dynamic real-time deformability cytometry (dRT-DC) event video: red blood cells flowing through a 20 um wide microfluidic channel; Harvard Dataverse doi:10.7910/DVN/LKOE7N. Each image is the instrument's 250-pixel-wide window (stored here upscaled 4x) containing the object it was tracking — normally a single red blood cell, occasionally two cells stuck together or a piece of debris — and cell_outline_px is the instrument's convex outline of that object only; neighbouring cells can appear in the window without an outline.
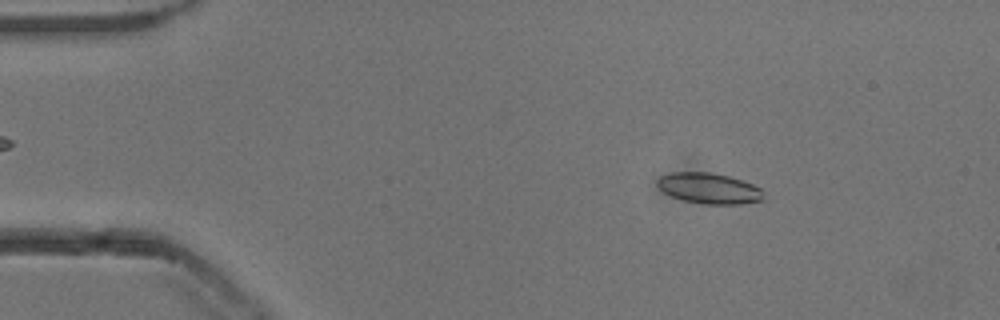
{"species": "common noctule bat (a hibernating species)", "species_latin": "Nyctalus noctula", "temperature_condition": "cold", "stored_images_in_passage": 53, "camera_frame_rate_fps": 3000, "um_per_image_px": 0.085, "animal": {"sex": "male", "body_mass_g": 13.3}, "frame": {"image": 1, "passage_image": 8, "time_ms": 2.333, "image_size_px": [1000, 320], "cell_outline_px": [[764, 200], [740, 204], [704, 204], [684, 200], [672, 196], [664, 192], [656, 184], [656, 180], [660, 176], [672, 172], [708, 172], [728, 176], [752, 184], [760, 188]], "centroid_in_image_um": [60.24, 16.01], "position_along_channel_um": 24.8, "area_um2": 18.84}}
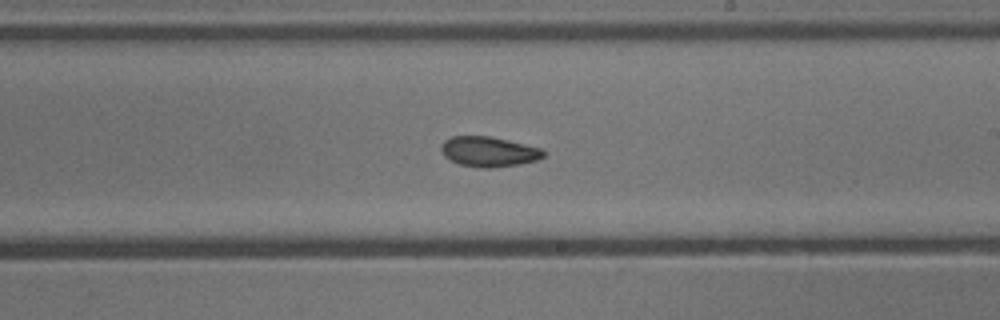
{"frame": {"image": 2, "passage_image": 31, "time_ms": 10.0, "image_size_px": [1000, 320], "cell_outline_px": [[544, 156], [536, 160], [520, 164], [492, 168], [480, 168], [460, 164], [444, 156], [440, 148], [440, 144], [444, 140], [452, 136], [488, 136], [508, 140], [540, 148], [544, 152]], "centroid_in_image_um": [41.51, 12.89], "position_along_channel_um": 247.5, "area_um2": 17.86}}
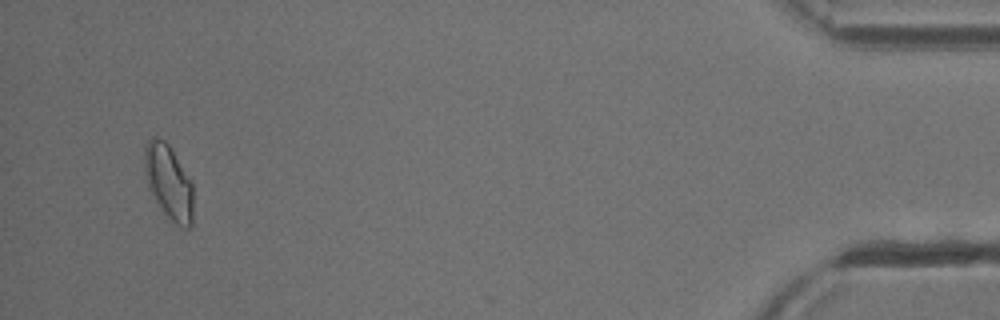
{"frame": {"image": 3, "passage_image": 51, "time_ms": 16.667, "image_size_px": [1000, 320], "cell_outline_px": [[192, 224], [188, 228], [184, 228], [176, 224], [164, 212], [148, 188], [144, 164], [144, 144], [152, 136], [156, 136], [164, 140], [168, 144], [192, 184]], "centroid_in_image_um": [14.31, 15.44], "position_along_channel_um": 420.9, "area_um2": 20.75}, "authors_computed_cell_mechanics": {"area_um2": 18.4382, "velocity_mm_per_s": 3.8267, "shape_relaxation_time_tau1_ms": null, "shape_relaxation_time_tau2_ms": 4.7515, "deformation_change_tau1": null, "deformation_change_tau2": 0.0855}}